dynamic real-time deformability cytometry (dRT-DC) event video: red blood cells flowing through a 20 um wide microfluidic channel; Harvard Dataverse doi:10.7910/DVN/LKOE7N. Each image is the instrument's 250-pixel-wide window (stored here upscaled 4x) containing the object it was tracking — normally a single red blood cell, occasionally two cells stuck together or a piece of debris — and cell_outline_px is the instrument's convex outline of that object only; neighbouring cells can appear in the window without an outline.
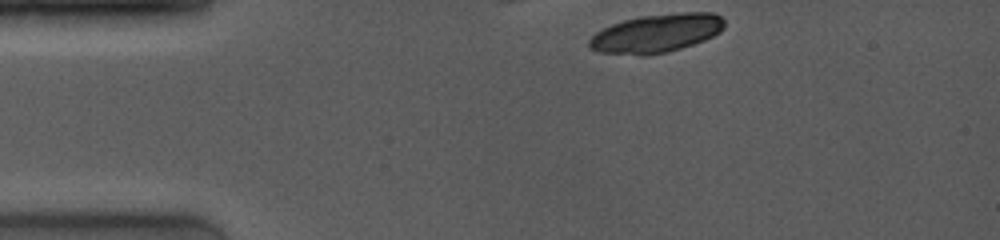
{"species": "common noctule bat (a hibernating species)", "species_latin": "Nyctalus noctula", "temperature_condition": "room temperature", "stored_images_in_passage": 3, "camera_frame_rate_fps": 4000, "um_per_image_px": 0.085, "animal": {"sex": "female", "body_mass_g": 19.0, "forearm_length_mm": 53.3}, "frame": {"image": 1, "passage_image": 1, "time_ms": 0.0, "image_size_px": [1000, 240], "cell_outline_px": [[724, 28], [720, 32], [704, 40], [668, 52], [648, 56], [640, 56], [600, 52], [588, 48], [588, 40], [596, 32], [612, 24], [624, 20], [640, 16], [680, 12], [712, 12], [720, 16], [724, 20]], "centroid_in_image_um": [55.78, 2.83], "position_along_channel_um": 29.2, "area_um2": 30.52}}